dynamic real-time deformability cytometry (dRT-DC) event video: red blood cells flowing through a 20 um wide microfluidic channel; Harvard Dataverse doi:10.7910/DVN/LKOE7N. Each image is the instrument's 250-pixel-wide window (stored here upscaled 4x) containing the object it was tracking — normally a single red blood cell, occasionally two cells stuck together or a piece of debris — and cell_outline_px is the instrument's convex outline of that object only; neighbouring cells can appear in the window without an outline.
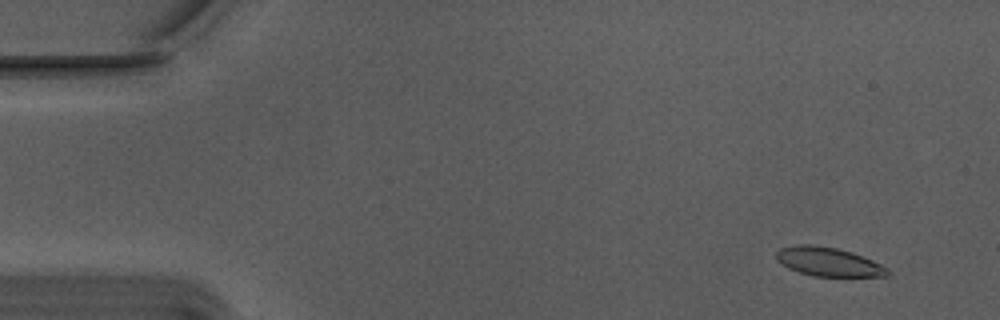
{"species": "Egyptian fruit bat (a non-hibernating species)", "species_latin": "Rousettus aegyptiacus", "temperature_condition": "warm", "stored_images_in_passage": 48, "camera_frame_rate_fps": 3000, "um_per_image_px": 0.085, "animal": {"sex": "male"}, "frame": {"image": 1, "passage_image": 5, "time_ms": 1.333, "image_size_px": [1000, 320], "cell_outline_px": [[892, 272], [888, 276], [812, 276], [788, 268], [780, 264], [776, 260], [776, 252], [780, 248], [796, 244], [812, 244], [836, 248], [852, 252], [872, 260], [888, 268]], "centroid_in_image_um": [70.39, 22.25], "position_along_channel_um": 14.6, "area_um2": 18.84}}
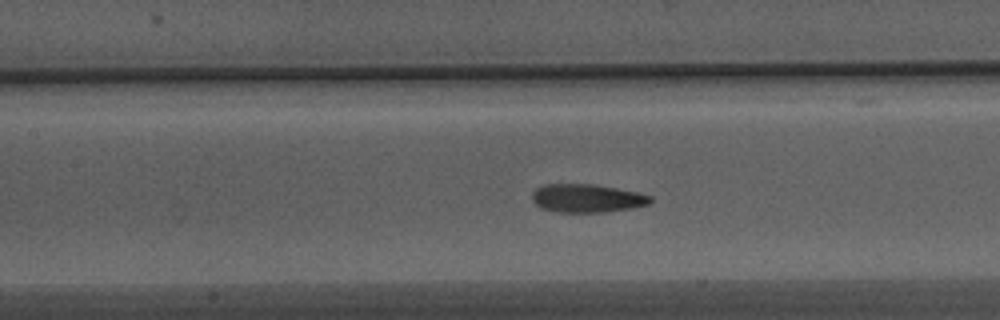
{"frame": {"image": 2, "passage_image": 26, "time_ms": 8.333, "image_size_px": [1000, 320], "cell_outline_px": [[652, 200], [648, 204], [632, 208], [604, 212], [556, 212], [540, 208], [532, 200], [532, 192], [536, 188], [544, 184], [592, 184], [640, 192], [652, 196]], "centroid_in_image_um": [49.88, 16.85], "position_along_channel_um": 157.5, "area_um2": 19.65}}
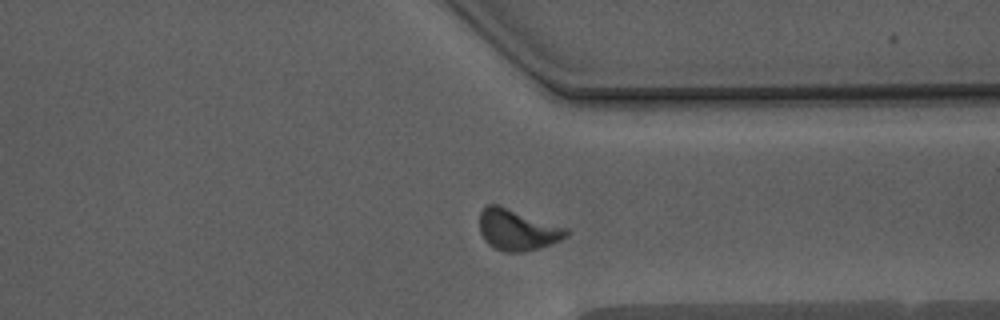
{"frame": {"image": 3, "passage_image": 43, "time_ms": 14.0, "image_size_px": [1000, 320], "cell_outline_px": [[572, 232], [568, 236], [560, 240], [540, 248], [524, 252], [504, 252], [492, 248], [484, 240], [480, 232], [480, 212], [488, 204], [496, 204], [568, 228]], "centroid_in_image_um": [43.99, 19.56], "position_along_channel_um": 367.4, "area_um2": 20.87}, "authors_computed_cell_mechanics": {"area_um2": 19.652, "velocity_mm_per_s": 3.7213, "shape_relaxation_time_tau1_ms": 3.3553, "shape_relaxation_time_tau2_ms": 1.775, "deformation_change_tau1": 0.1348, "deformation_change_tau2": 0.0926}}